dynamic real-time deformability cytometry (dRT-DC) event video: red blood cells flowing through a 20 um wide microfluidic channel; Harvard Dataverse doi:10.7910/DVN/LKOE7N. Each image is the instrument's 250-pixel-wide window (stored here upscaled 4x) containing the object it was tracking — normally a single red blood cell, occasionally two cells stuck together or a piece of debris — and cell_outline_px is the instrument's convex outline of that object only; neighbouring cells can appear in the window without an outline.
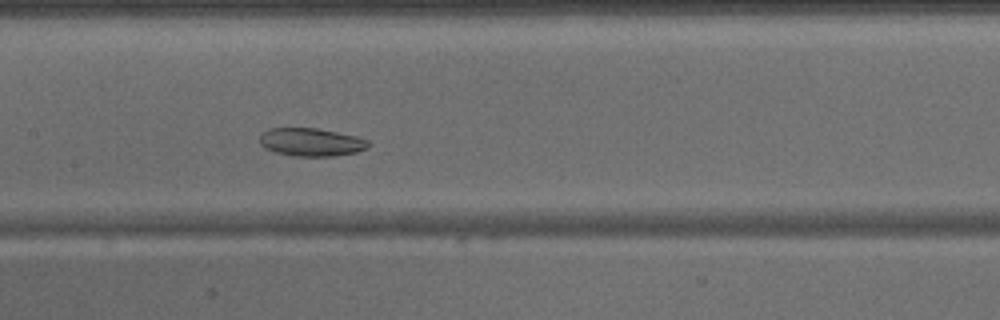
{"species": "common noctule bat (a hibernating species)", "species_latin": "Nyctalus noctula", "temperature_condition": "warm", "stored_images_in_passage": 44, "camera_frame_rate_fps": 3000, "um_per_image_px": 0.085, "animal": {"sex": "male", "body_mass_g": 15.6}, "frame": {"image": 1, "passage_image": 21, "time_ms": 6.667, "image_size_px": [1000, 320], "cell_outline_px": [[372, 144], [368, 148], [356, 152], [332, 156], [292, 156], [276, 152], [264, 148], [260, 144], [260, 136], [268, 128], [316, 128], [356, 136], [368, 140]], "centroid_in_image_um": [26.46, 12.08], "position_along_channel_um": 180.9, "area_um2": 17.8}}
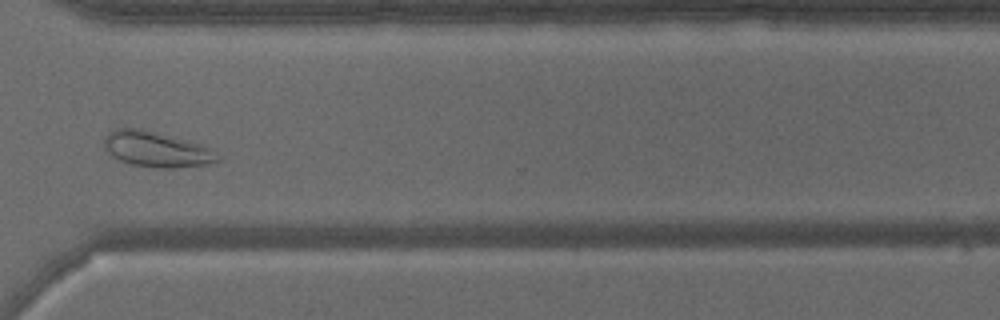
{"frame": {"image": 2, "passage_image": 33, "time_ms": 10.667, "image_size_px": [1000, 320], "cell_outline_px": [[220, 160], [204, 164], [172, 168], [156, 168], [132, 164], [120, 160], [112, 156], [104, 148], [104, 136], [116, 128], [140, 128], [188, 140], [200, 144], [208, 148], [220, 156]], "centroid_in_image_um": [13.26, 12.68], "position_along_channel_um": 357.3, "area_um2": 23.24}}
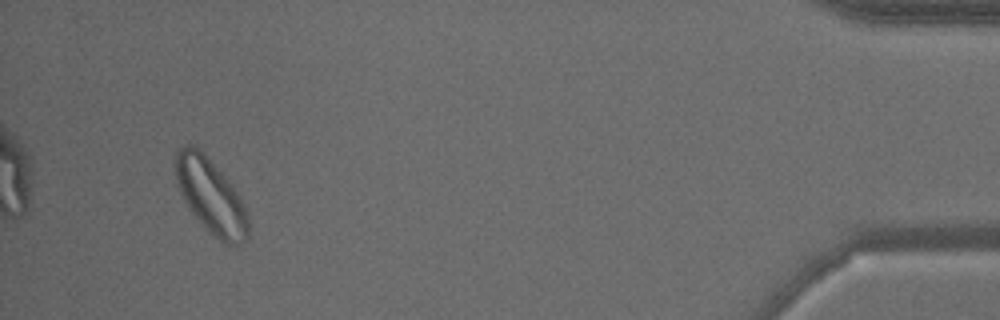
{"frame": {"image": 3, "passage_image": 42, "time_ms": 13.667, "image_size_px": [1000, 320], "cell_outline_px": [[248, 236], [240, 244], [224, 244], [208, 232], [204, 228], [188, 208], [176, 184], [172, 160], [176, 148], [188, 144], [196, 144], [200, 148], [232, 184], [240, 196], [244, 204], [248, 216]], "centroid_in_image_um": [17.86, 16.61], "position_along_channel_um": 417.3, "area_um2": 32.54}}